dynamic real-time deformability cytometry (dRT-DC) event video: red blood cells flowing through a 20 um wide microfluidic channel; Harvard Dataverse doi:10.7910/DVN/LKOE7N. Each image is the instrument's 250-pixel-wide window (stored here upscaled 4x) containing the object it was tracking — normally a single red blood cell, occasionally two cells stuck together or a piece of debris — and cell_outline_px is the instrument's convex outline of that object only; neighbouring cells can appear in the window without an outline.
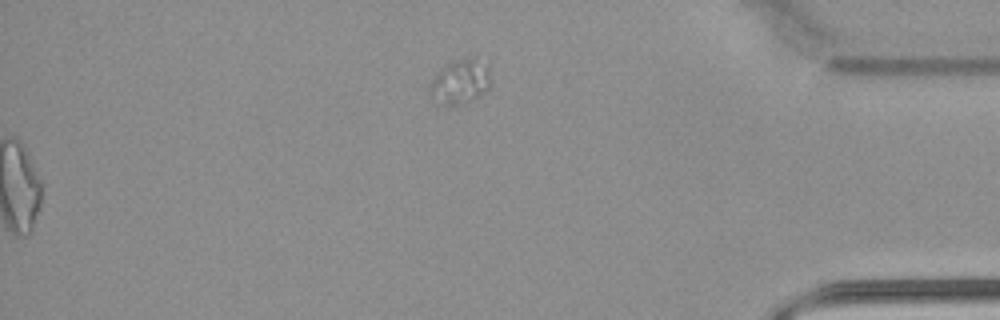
{"species": "common noctule bat (a hibernating species)", "species_latin": "Nyctalus noctula", "temperature_condition": "warm", "stored_images_in_passage": 51, "segment_of_instrument_passage": [2, 2], "camera_frame_rate_fps": 3000, "um_per_image_px": 0.085, "animal": {"sex": "male", "body_mass_g": 21.5, "forearm_length_mm": 52.0}, "frame": {"image": 1, "passage_image": 51, "time_ms": 16.667, "image_size_px": [1000, 320], "cell_outline_px": [[488, 88], [480, 96], [468, 104], [444, 104], [428, 96], [428, 84], [436, 72], [448, 64], [472, 56], [488, 60]], "centroid_in_image_um": [39.11, 6.93], "position_along_channel_um": 396.1, "area_um2": 16.07}}